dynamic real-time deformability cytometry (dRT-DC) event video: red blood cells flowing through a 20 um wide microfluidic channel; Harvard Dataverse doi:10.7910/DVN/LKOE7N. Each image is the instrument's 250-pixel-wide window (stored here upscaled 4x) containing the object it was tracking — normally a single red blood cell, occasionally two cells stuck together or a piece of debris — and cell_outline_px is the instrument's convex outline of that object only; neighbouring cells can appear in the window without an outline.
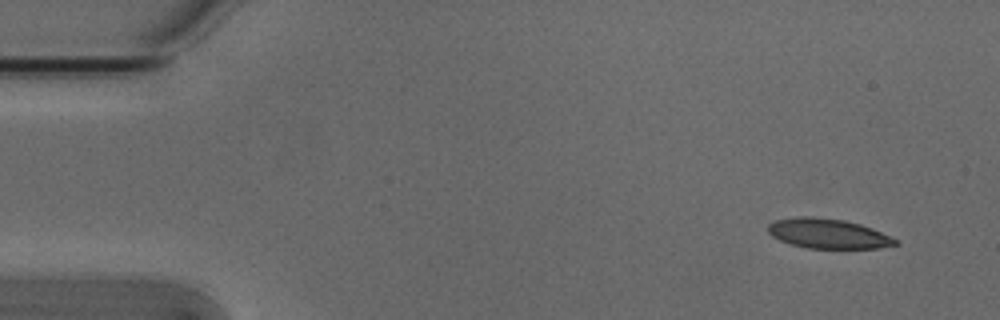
{"species": "Egyptian fruit bat (a non-hibernating species)", "species_latin": "Rousettus aegyptiacus", "temperature_condition": "cold", "stored_images_in_passage": 50, "camera_frame_rate_fps": 3000, "um_per_image_px": 0.085, "animal": {"sex": "male"}, "frame": {"image": 1, "passage_image": 1, "time_ms": 0.0, "image_size_px": [1000, 320], "cell_outline_px": [[900, 244], [880, 248], [808, 248], [792, 244], [780, 240], [772, 236], [768, 232], [768, 224], [776, 220], [796, 216], [812, 216], [844, 220], [860, 224], [872, 228], [900, 240]], "centroid_in_image_um": [70.42, 19.85], "position_along_channel_um": 14.6, "area_um2": 22.2}}
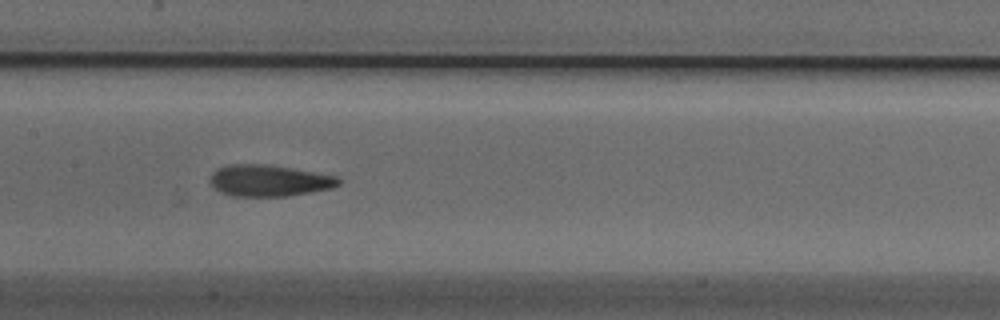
{"frame": {"image": 2, "passage_image": 23, "time_ms": 7.333, "image_size_px": [1000, 320], "cell_outline_px": [[340, 184], [332, 188], [312, 192], [288, 196], [232, 196], [220, 192], [208, 180], [212, 172], [216, 168], [228, 164], [264, 164], [336, 176], [340, 180]], "centroid_in_image_um": [22.82, 15.35], "position_along_channel_um": 184.6, "area_um2": 23.47}}
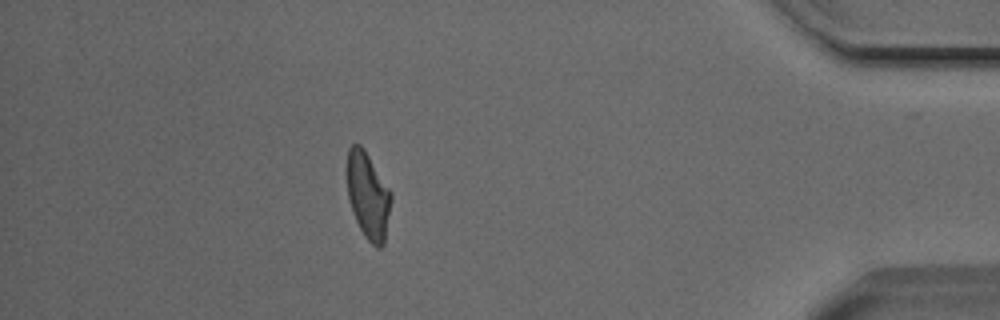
{"frame": {"image": 3, "passage_image": 44, "time_ms": 14.333, "image_size_px": [1000, 320], "cell_outline_px": [[392, 200], [384, 244], [380, 248], [376, 248], [364, 236], [352, 212], [348, 200], [344, 172], [344, 168], [348, 148], [352, 144], [360, 144], [364, 148], [392, 192]], "centroid_in_image_um": [31.24, 16.57], "position_along_channel_um": 404.0, "area_um2": 23.12}, "authors_computed_cell_mechanics": {"area_um2": 22.8599, "velocity_mm_per_s": 3.8386, "shape_relaxation_time_tau1_ms": 4.8008, "shape_relaxation_time_tau2_ms": 2.3538, "deformation_change_tau1": 0.1512, "deformation_change_tau2": 0.0986}}